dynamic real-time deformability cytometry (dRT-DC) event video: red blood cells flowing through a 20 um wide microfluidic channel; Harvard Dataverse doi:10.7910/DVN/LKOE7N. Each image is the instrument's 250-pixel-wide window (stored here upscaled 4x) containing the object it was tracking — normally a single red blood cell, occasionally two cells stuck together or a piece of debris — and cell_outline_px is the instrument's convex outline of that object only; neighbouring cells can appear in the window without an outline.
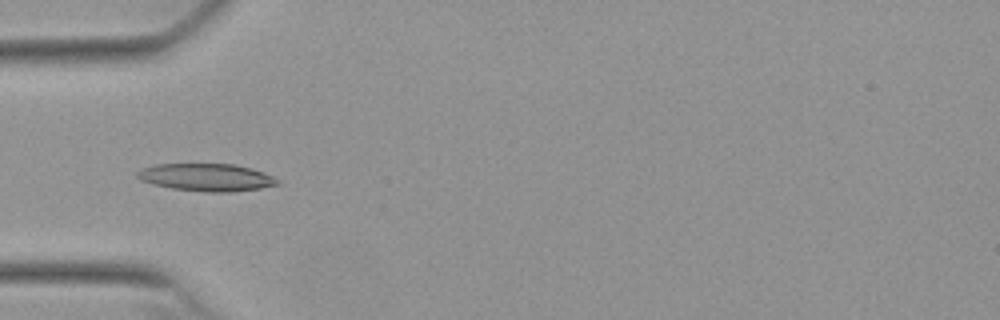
{"species": "Egyptian fruit bat (a non-hibernating species)", "species_latin": "Rousettus aegyptiacus", "temperature_condition": "warm", "stored_images_in_passage": 52, "camera_frame_rate_fps": 3000, "um_per_image_px": 0.085, "animal": {"sex": "female"}, "frame": {"image": 1, "passage_image": 16, "time_ms": 5.0, "image_size_px": [1000, 320], "cell_outline_px": [[280, 184], [260, 188], [232, 192], [204, 192], [172, 188], [152, 184], [140, 180], [136, 176], [136, 172], [140, 168], [156, 164], [236, 164], [252, 168], [264, 172], [280, 180]], "centroid_in_image_um": [17.55, 15.07], "position_along_channel_um": 67.5, "area_um2": 22.72}}
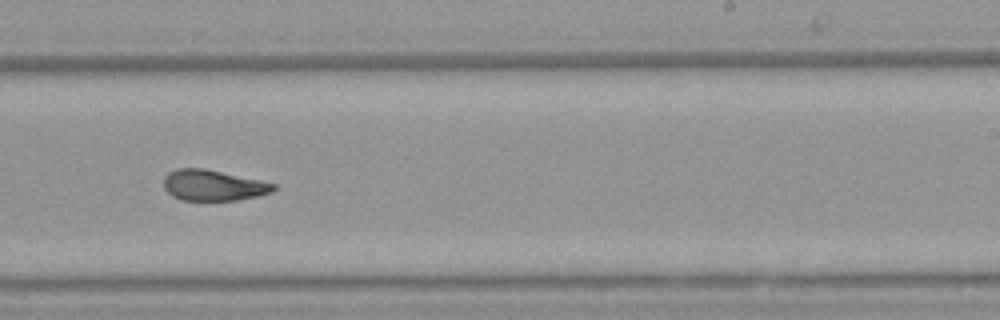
{"frame": {"image": 2, "passage_image": 32, "time_ms": 10.333, "image_size_px": [1000, 320], "cell_outline_px": [[276, 188], [272, 192], [256, 196], [236, 200], [180, 200], [172, 196], [164, 188], [164, 176], [168, 172], [176, 168], [204, 168], [260, 180], [276, 184]], "centroid_in_image_um": [18.09, 15.74], "position_along_channel_um": 270.9, "area_um2": 19.71}}
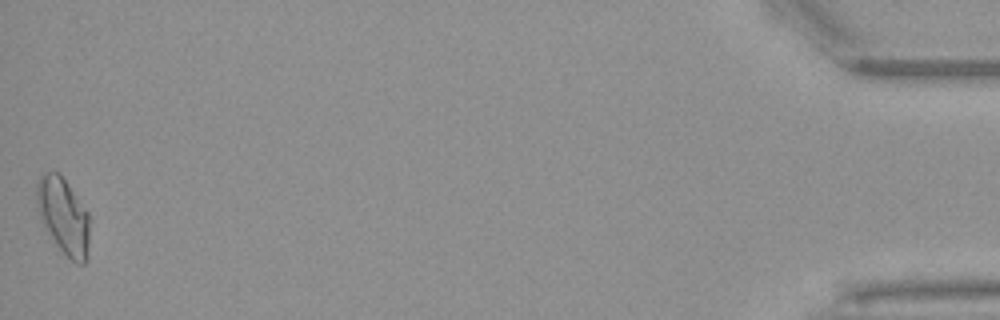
{"frame": {"image": 3, "passage_image": 52, "time_ms": 17.0, "image_size_px": [1000, 320], "cell_outline_px": [[88, 260], [84, 264], [76, 264], [56, 244], [40, 220], [36, 204], [36, 184], [40, 176], [44, 172], [56, 172], [64, 180], [88, 212]], "centroid_in_image_um": [5.37, 18.38], "position_along_channel_um": 429.8, "area_um2": 23.18}, "authors_computed_cell_mechanics": {"area_um2": 20.6057, "velocity_mm_per_s": 3.8219, "shape_relaxation_time_tau1_ms": null, "shape_relaxation_time_tau2_ms": 2.638, "deformation_change_tau1": null, "deformation_change_tau2": 0.093}}